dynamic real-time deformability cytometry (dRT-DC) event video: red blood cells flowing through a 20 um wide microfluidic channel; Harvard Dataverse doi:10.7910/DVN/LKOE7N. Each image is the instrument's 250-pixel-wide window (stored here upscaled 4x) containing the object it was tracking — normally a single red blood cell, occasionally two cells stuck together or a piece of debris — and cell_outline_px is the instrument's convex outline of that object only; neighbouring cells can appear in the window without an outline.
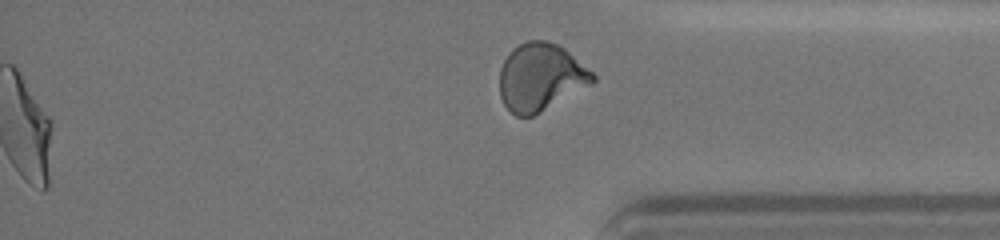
{"species": "human", "species_latin": "Homo sapiens", "temperature_condition": "cold", "stored_images_in_passage": 30, "segment_of_instrument_passage": [2, 2], "camera_frame_rate_fps": 3000, "um_per_image_px": 0.085, "donor": {"sex": "female"}, "frame": {"image": 1, "passage_image": 30, "time_ms": 19.333, "image_size_px": [1000, 240], "cell_outline_px": [[596, 80], [592, 84], [532, 116], [516, 116], [504, 104], [500, 96], [500, 68], [508, 52], [512, 48], [528, 40], [548, 40], [564, 48], [592, 72], [596, 76]], "centroid_in_image_um": [45.94, 6.54], "position_along_channel_um": 389.3, "area_um2": 36.41}}